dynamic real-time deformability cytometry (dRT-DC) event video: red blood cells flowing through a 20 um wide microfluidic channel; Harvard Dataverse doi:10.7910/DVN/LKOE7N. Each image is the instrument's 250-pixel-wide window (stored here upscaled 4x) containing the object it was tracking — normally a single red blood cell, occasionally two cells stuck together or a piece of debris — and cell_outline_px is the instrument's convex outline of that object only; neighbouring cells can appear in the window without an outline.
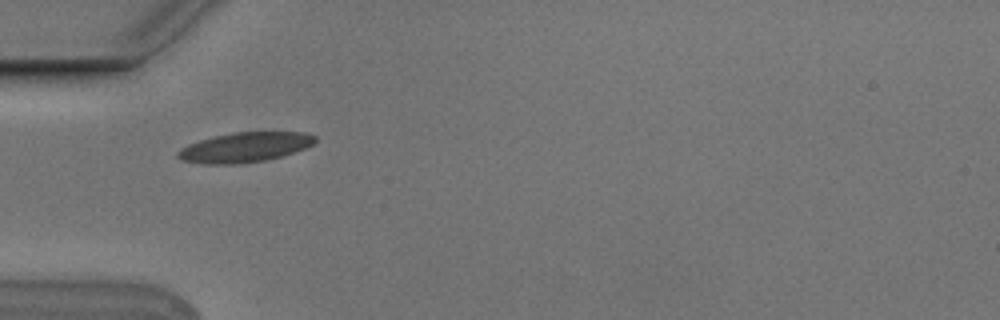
{"species": "Egyptian fruit bat (a non-hibernating species)", "species_latin": "Rousettus aegyptiacus", "temperature_condition": "cold", "stored_images_in_passage": 2, "camera_frame_rate_fps": 3000, "um_per_image_px": 0.085, "animal": {"sex": "male"}, "frame": {"image": 1, "passage_image": 1, "time_ms": 0.0, "image_size_px": [1000, 320], "cell_outline_px": [[316, 140], [312, 144], [304, 148], [280, 156], [264, 160], [236, 164], [204, 164], [184, 160], [176, 156], [176, 152], [180, 148], [188, 144], [200, 140], [232, 132], [308, 132], [316, 136]], "centroid_in_image_um": [20.79, 12.51], "position_along_channel_um": 64.2, "area_um2": 23.64}}